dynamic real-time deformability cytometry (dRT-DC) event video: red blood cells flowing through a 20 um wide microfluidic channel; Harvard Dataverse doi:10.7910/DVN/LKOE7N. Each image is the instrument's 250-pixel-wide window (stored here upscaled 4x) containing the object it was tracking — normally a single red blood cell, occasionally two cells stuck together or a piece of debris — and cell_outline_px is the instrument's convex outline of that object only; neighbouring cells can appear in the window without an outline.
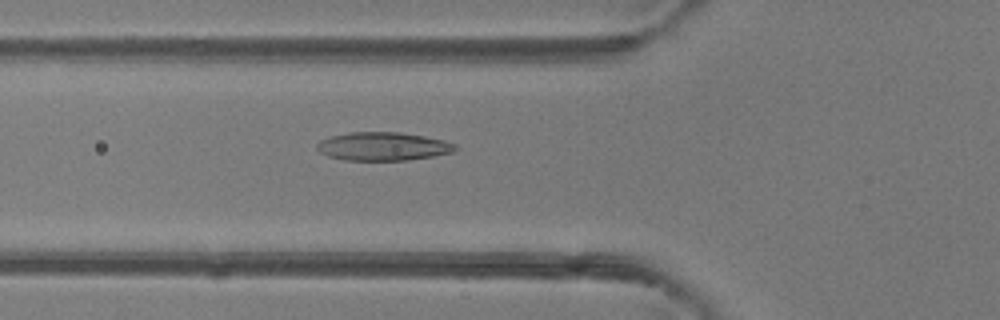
{"species": "common noctule bat (a hibernating species)", "species_latin": "Nyctalus noctula", "temperature_condition": "room temperature", "stored_images_in_passage": 49, "camera_frame_rate_fps": 3000, "um_per_image_px": 0.085, "animal": {"sex": "female"}, "frame": {"image": 1, "passage_image": 18, "time_ms": 5.667, "image_size_px": [1000, 320], "cell_outline_px": [[460, 148], [452, 152], [432, 156], [408, 160], [344, 160], [328, 156], [320, 152], [316, 148], [316, 144], [320, 140], [332, 136], [348, 132], [400, 132], [424, 136], [444, 140], [456, 144]], "centroid_in_image_um": [32.56, 12.44], "position_along_channel_um": 93.2, "area_um2": 22.95}}
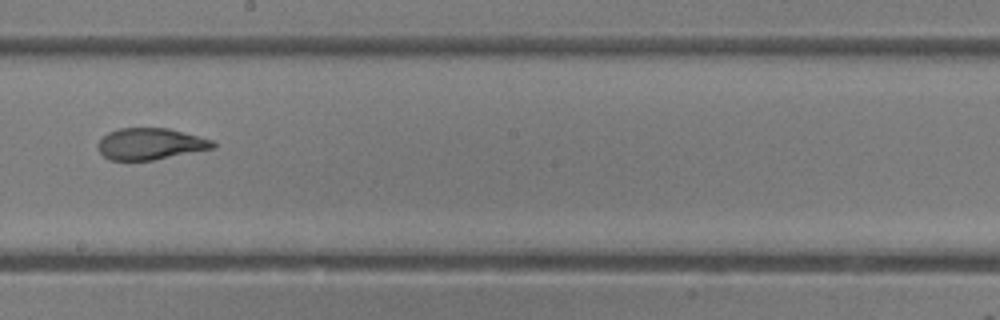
{"frame": {"image": 2, "passage_image": 28, "time_ms": 9.0, "image_size_px": [1000, 320], "cell_outline_px": [[216, 148], [152, 160], [108, 160], [100, 152], [96, 144], [108, 132], [120, 128], [168, 128], [212, 140], [216, 144]], "centroid_in_image_um": [12.77, 12.23], "position_along_channel_um": 235.4, "area_um2": 21.04}}
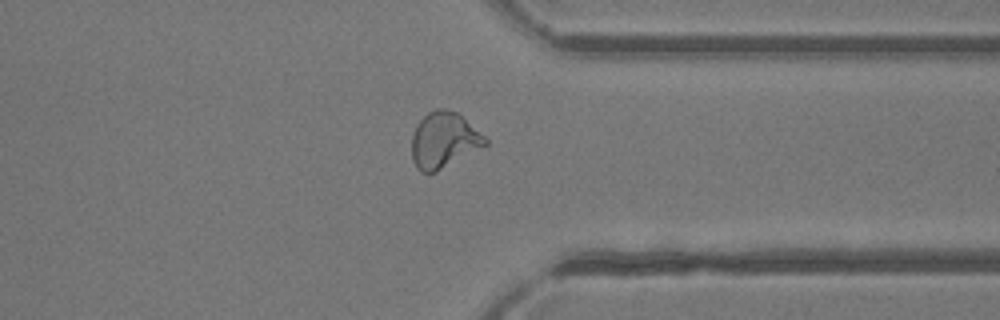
{"frame": {"image": 3, "passage_image": 38, "time_ms": 12.333, "image_size_px": [1000, 320], "cell_outline_px": [[488, 144], [436, 172], [420, 172], [416, 168], [412, 160], [412, 132], [416, 124], [428, 112], [436, 108], [444, 108], [456, 112], [484, 136], [488, 140]], "centroid_in_image_um": [37.69, 11.92], "position_along_channel_um": 373.7, "area_um2": 23.76}, "authors_computed_cell_mechanics": {"area_um2": 23.698, "velocity_mm_per_s": 4.2468, "shape_relaxation_time_tau1_ms": null, "shape_relaxation_time_tau2_ms": 1.0651, "deformation_change_tau1": null, "deformation_change_tau2": 0.0766}}